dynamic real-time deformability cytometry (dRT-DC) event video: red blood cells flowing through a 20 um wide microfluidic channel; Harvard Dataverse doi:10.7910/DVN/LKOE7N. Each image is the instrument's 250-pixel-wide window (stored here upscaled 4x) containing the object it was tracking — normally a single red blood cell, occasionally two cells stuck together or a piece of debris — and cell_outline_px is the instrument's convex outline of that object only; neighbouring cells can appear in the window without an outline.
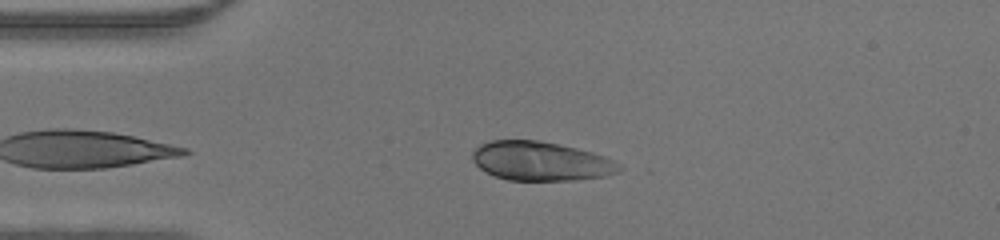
{"species": "human", "species_latin": "Homo sapiens", "temperature_condition": "warm", "stored_images_in_passage": 39, "camera_frame_rate_fps": 3000, "um_per_image_px": 0.085, "donor": {"sex": "male"}, "frame": {"image": 1, "passage_image": 3, "time_ms": 0.667, "image_size_px": [1000, 240], "cell_outline_px": [[624, 168], [608, 176], [576, 180], [508, 180], [484, 172], [472, 160], [472, 152], [480, 144], [488, 140], [540, 140], [576, 148], [592, 152], [604, 156], [620, 164]], "centroid_in_image_um": [45.96, 13.7], "position_along_channel_um": 39.0, "area_um2": 33.58}}
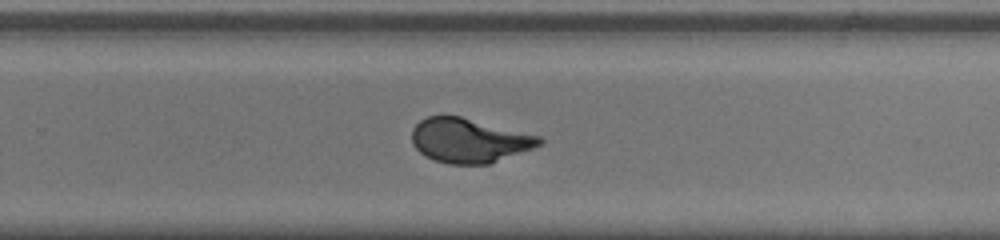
{"frame": {"image": 2, "passage_image": 22, "time_ms": 7.0, "image_size_px": [1000, 240], "cell_outline_px": [[544, 144], [488, 164], [448, 164], [424, 156], [412, 144], [412, 128], [420, 120], [428, 116], [460, 116], [540, 136], [544, 140]], "centroid_in_image_um": [39.87, 11.94], "position_along_channel_um": 289.9, "area_um2": 32.83}}
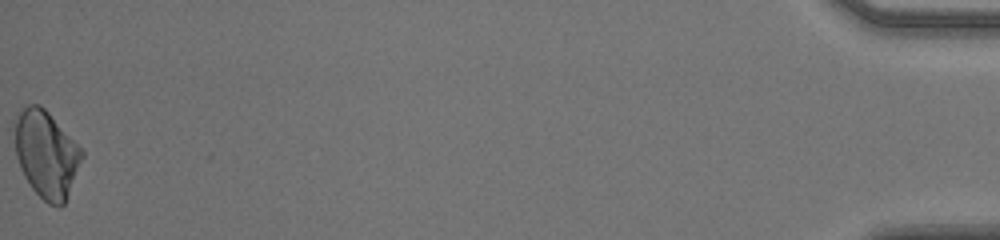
{"frame": {"image": 3, "passage_image": 39, "time_ms": 12.667, "image_size_px": [1000, 240], "cell_outline_px": [[84, 156], [64, 204], [60, 208], [56, 208], [48, 204], [32, 188], [24, 176], [20, 168], [16, 156], [16, 120], [20, 112], [28, 104], [40, 104], [48, 112], [84, 152]], "centroid_in_image_um": [3.95, 13.15], "position_along_channel_um": 431.2, "area_um2": 33.52}}